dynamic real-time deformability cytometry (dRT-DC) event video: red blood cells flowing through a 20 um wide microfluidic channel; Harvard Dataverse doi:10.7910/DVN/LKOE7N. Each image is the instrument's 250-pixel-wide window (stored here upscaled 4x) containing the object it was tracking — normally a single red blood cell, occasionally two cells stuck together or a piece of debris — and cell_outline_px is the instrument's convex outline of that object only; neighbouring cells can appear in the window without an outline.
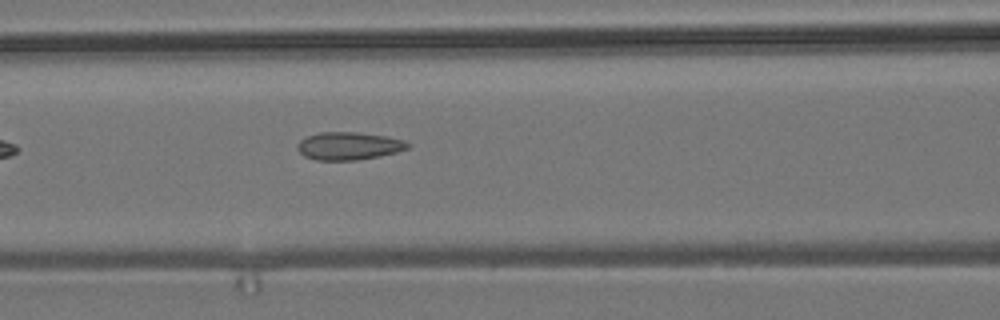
{"species": "common noctule bat (a hibernating species)", "species_latin": "Nyctalus noctula", "temperature_condition": "room temperature", "stored_images_in_passage": 6, "camera_frame_rate_fps": 3000, "um_per_image_px": 0.085, "animal": {"sex": "male", "body_mass_g": 19.2, "forearm_length_mm": 51.8}, "frame": {"image": 1, "passage_image": 6, "time_ms": 6.667, "image_size_px": [1000, 320], "cell_outline_px": [[412, 144], [408, 148], [396, 152], [380, 156], [356, 160], [316, 160], [304, 156], [296, 148], [296, 144], [300, 140], [308, 136], [320, 132], [360, 132], [384, 136], [404, 140]], "centroid_in_image_um": [29.64, 12.4], "position_along_channel_um": 137.0, "area_um2": 17.92}}